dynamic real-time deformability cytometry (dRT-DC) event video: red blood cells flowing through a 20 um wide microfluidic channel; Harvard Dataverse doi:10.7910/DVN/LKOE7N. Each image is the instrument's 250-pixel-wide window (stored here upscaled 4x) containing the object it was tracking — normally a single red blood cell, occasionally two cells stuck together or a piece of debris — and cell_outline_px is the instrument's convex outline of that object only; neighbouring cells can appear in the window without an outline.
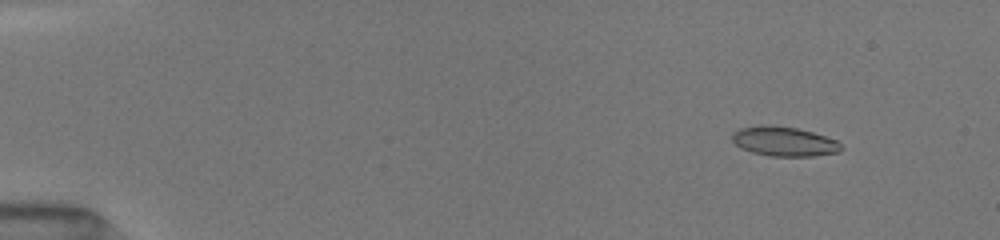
{"species": "common noctule bat (a hibernating species)", "species_latin": "Nyctalus noctula", "temperature_condition": "room temperature", "stored_images_in_passage": 34, "camera_frame_rate_fps": 3000, "um_per_image_px": 0.085, "animal": {"sex": "female", "body_mass_g": 19.5, "forearm_length_mm": 54.1}, "frame": {"image": 1, "passage_image": 3, "time_ms": 1.667, "image_size_px": [1000, 240], "cell_outline_px": [[844, 148], [840, 152], [812, 156], [772, 156], [752, 152], [736, 144], [732, 140], [732, 132], [740, 128], [760, 124], [768, 124], [796, 128], [812, 132], [836, 140]], "centroid_in_image_um": [66.65, 12.01], "position_along_channel_um": 18.4, "area_um2": 18.73}}
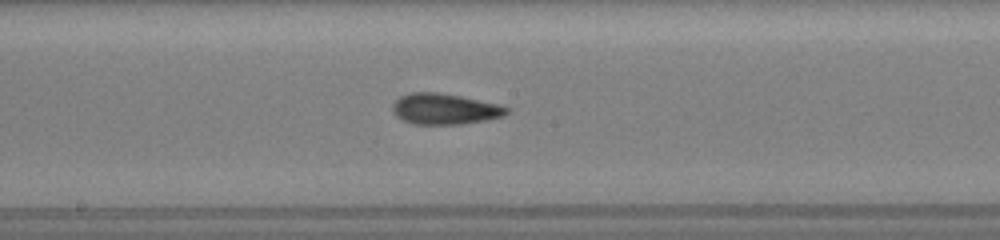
{"frame": {"image": 2, "passage_image": 19, "time_ms": 9.333, "image_size_px": [1000, 240], "cell_outline_px": [[508, 112], [504, 116], [484, 120], [460, 124], [412, 124], [396, 116], [392, 112], [392, 104], [400, 96], [408, 92], [436, 92], [460, 96], [500, 104], [508, 108]], "centroid_in_image_um": [37.77, 9.25], "position_along_channel_um": 210.4, "area_um2": 20.52}}
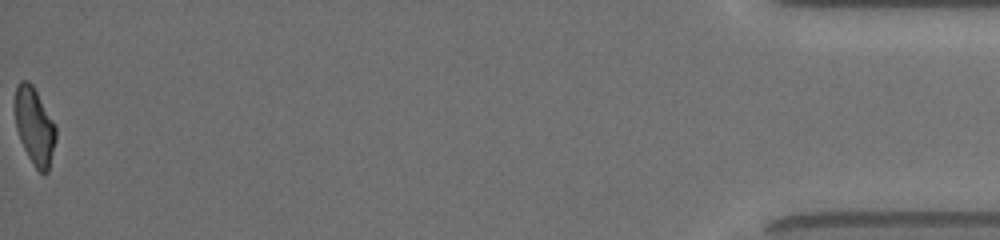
{"frame": {"image": 3, "passage_image": 34, "time_ms": 17.0, "image_size_px": [1000, 240], "cell_outline_px": [[56, 140], [48, 172], [44, 176], [36, 168], [28, 156], [20, 140], [16, 128], [16, 84], [20, 80], [28, 80], [32, 84], [56, 124]], "centroid_in_image_um": [2.96, 10.74], "position_along_channel_um": 432.2, "area_um2": 18.38}, "authors_computed_cell_mechanics": {"area_um2": 19.4786, "velocity_mm_per_s": 4.0661, "shape_relaxation_time_tau1_ms": 7.4879, "shape_relaxation_time_tau2_ms": 1.6284, "deformation_change_tau1": 0.2044, "deformation_change_tau2": 0.0849}}